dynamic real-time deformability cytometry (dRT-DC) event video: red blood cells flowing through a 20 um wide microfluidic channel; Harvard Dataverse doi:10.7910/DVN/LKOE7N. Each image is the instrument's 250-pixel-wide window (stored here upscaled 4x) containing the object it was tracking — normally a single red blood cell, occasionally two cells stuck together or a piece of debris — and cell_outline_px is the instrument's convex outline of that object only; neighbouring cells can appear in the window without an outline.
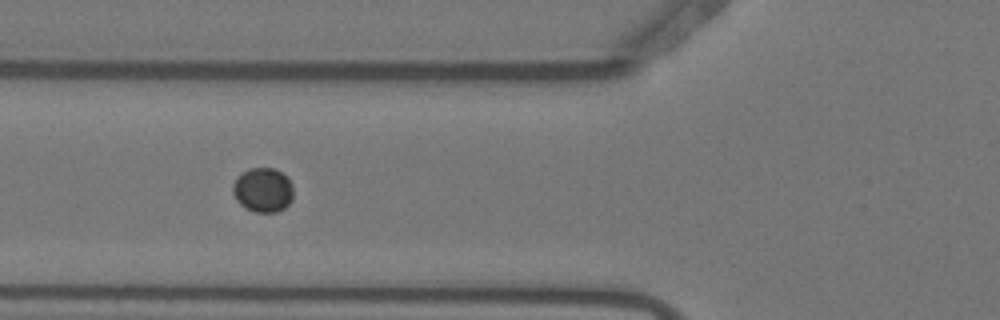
{"species": "Egyptian fruit bat (a non-hibernating species)", "species_latin": "Rousettus aegyptiacus", "temperature_condition": "warm", "stored_images_in_passage": 6, "camera_frame_rate_fps": 3000, "um_per_image_px": 0.085, "animal": {"sex": "female"}, "frame": {"image": 1, "passage_image": 6, "time_ms": 1.667, "image_size_px": [1000, 320], "cell_outline_px": [[292, 200], [284, 208], [276, 212], [256, 212], [244, 208], [236, 200], [232, 192], [232, 184], [236, 176], [240, 172], [248, 168], [276, 168], [288, 176], [292, 184]], "centroid_in_image_um": [22.32, 16.12], "position_along_channel_um": 103.5, "area_um2": 16.07}}